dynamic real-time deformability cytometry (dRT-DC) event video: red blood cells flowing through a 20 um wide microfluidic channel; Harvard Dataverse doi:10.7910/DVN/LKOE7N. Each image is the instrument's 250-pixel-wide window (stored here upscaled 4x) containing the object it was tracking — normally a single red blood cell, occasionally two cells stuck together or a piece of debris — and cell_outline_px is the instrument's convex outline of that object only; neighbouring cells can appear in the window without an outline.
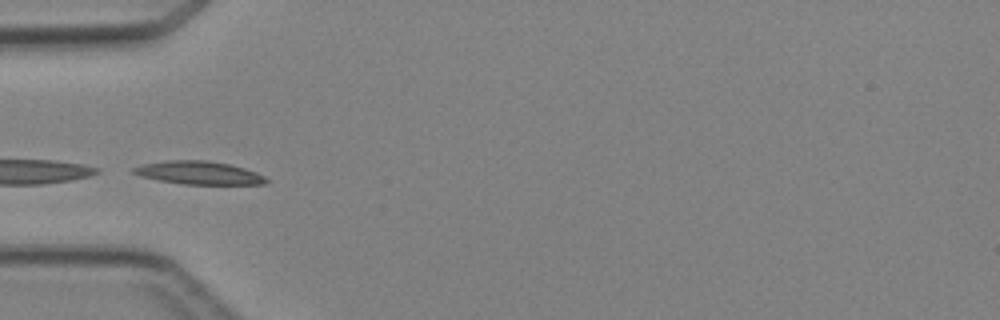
{"species": "Egyptian fruit bat (a non-hibernating species)", "species_latin": "Rousettus aegyptiacus", "temperature_condition": "cold", "stored_images_in_passage": 6, "camera_frame_rate_fps": 3000, "um_per_image_px": 0.085, "animal": {"sex": "female"}, "frame": {"image": 1, "passage_image": 5, "time_ms": 5.0, "image_size_px": [1000, 320], "cell_outline_px": [[268, 180], [264, 184], [184, 184], [160, 180], [140, 176], [132, 172], [132, 168], [144, 164], [168, 160], [208, 160], [228, 164], [244, 168], [256, 172], [264, 176]], "centroid_in_image_um": [16.9, 14.68], "position_along_channel_um": 68.1, "area_um2": 17.69}}
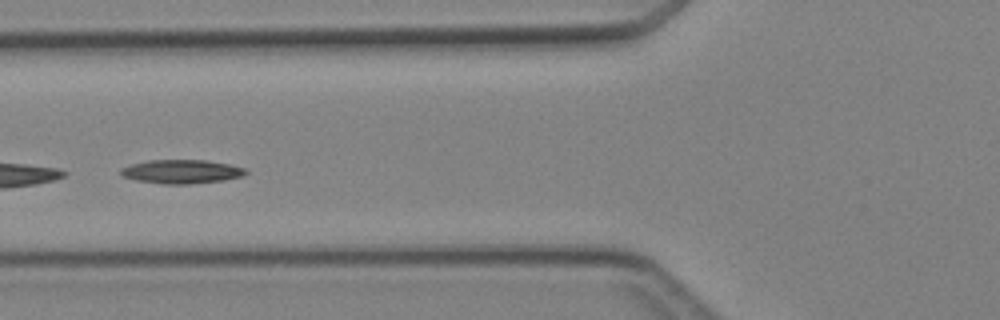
{"frame": {"image": 2, "passage_image": 6, "time_ms": 6.0, "image_size_px": [1000, 320], "cell_outline_px": [[248, 172], [244, 176], [224, 180], [192, 184], [164, 184], [136, 180], [120, 176], [120, 168], [132, 164], [148, 160], [204, 160], [228, 164], [244, 168]], "centroid_in_image_um": [15.41, 14.59], "position_along_channel_um": 110.4, "area_um2": 17.4}}